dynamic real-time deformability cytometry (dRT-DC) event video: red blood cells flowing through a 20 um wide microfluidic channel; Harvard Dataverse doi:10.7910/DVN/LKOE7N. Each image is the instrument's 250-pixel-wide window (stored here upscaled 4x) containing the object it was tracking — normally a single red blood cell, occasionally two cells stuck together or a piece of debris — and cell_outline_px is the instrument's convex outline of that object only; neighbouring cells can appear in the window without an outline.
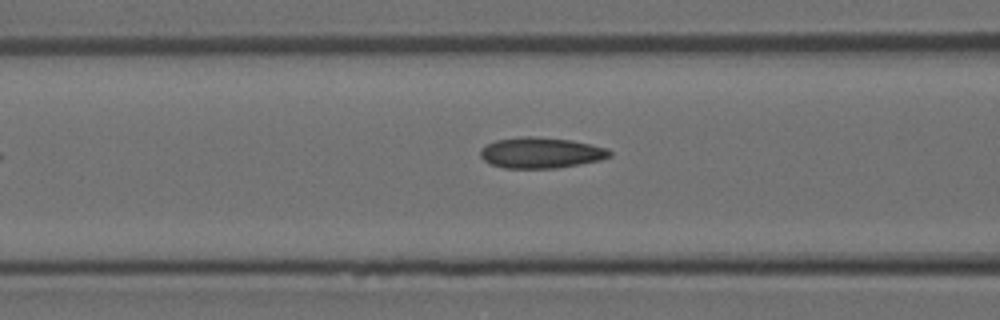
{"species": "Egyptian fruit bat (a non-hibernating species)", "species_latin": "Rousettus aegyptiacus", "temperature_condition": "room temperature", "stored_images_in_passage": 6, "camera_frame_rate_fps": 3000, "um_per_image_px": 0.085, "animal": {"sex": "female"}, "frame": {"image": 1, "passage_image": 6, "time_ms": 1.667, "image_size_px": [1000, 320], "cell_outline_px": [[612, 156], [600, 160], [556, 168], [504, 168], [492, 164], [484, 160], [480, 156], [480, 148], [496, 140], [524, 136], [532, 136], [572, 140], [592, 144], [608, 148], [612, 152]], "centroid_in_image_um": [46.0, 12.98], "position_along_channel_um": 120.6, "area_um2": 23.24}}